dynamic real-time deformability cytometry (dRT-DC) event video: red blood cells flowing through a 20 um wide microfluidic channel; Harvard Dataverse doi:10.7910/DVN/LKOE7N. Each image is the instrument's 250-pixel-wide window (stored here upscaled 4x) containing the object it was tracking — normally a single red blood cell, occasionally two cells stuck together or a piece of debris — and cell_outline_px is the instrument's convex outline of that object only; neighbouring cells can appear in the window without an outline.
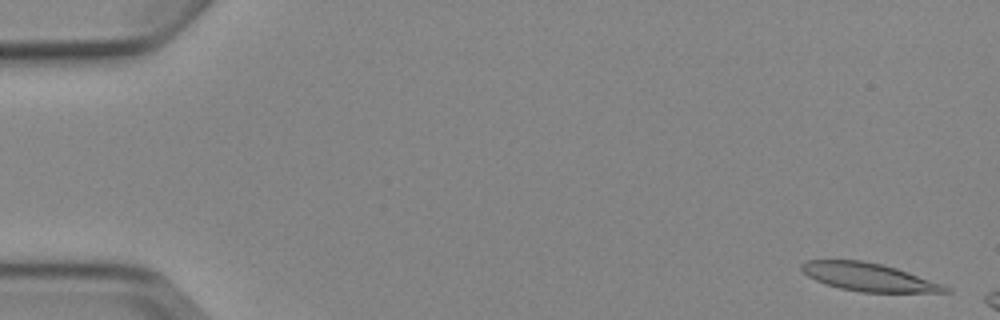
{"species": "Egyptian fruit bat (a non-hibernating species)", "species_latin": "Rousettus aegyptiacus", "temperature_condition": "cold", "stored_images_in_passage": 5, "camera_frame_rate_fps": 3000, "um_per_image_px": 0.085, "animal": {"sex": "female"}, "frame": {"image": 1, "passage_image": 1, "time_ms": 0.0, "image_size_px": [1000, 320], "cell_outline_px": [[952, 292], [860, 292], [840, 288], [816, 280], [808, 276], [800, 268], [800, 264], [808, 260], [860, 260], [880, 264], [896, 268], [908, 272], [952, 288]], "centroid_in_image_um": [73.83, 23.55], "position_along_channel_um": 11.2, "area_um2": 23.18}}